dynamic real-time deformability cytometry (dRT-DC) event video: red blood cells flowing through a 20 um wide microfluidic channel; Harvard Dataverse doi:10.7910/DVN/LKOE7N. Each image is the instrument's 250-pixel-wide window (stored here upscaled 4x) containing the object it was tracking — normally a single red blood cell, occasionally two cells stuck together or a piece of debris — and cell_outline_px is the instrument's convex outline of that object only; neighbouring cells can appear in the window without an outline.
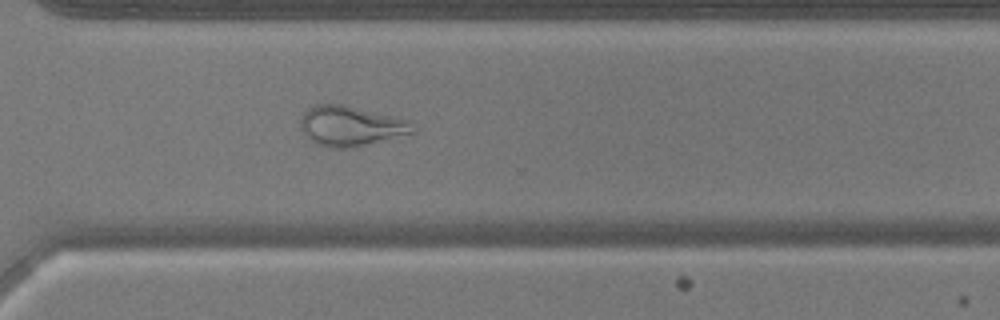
{"species": "common noctule bat (a hibernating species)", "species_latin": "Nyctalus noctula", "temperature_condition": "warm", "stored_images_in_passage": 49, "camera_frame_rate_fps": 3000, "um_per_image_px": 0.085, "animal": {"sex": "male", "body_mass_g": 17.9, "forearm_length_mm": 54.2}, "frame": {"image": 1, "passage_image": 35, "time_ms": 11.333, "image_size_px": [1000, 320], "cell_outline_px": [[420, 128], [416, 132], [356, 148], [336, 148], [316, 144], [304, 136], [300, 128], [300, 120], [304, 112], [308, 108], [316, 104], [344, 104], [400, 116], [412, 120]], "centroid_in_image_um": [29.92, 10.7], "position_along_channel_um": 340.7, "area_um2": 27.28}}
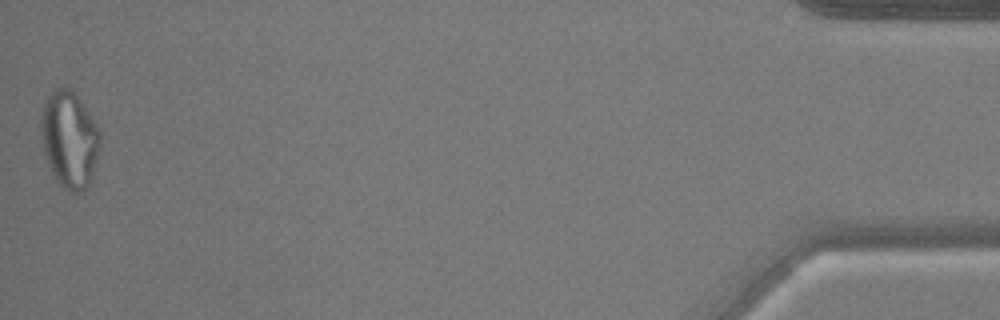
{"frame": {"image": 2, "passage_image": 49, "time_ms": 16.0, "image_size_px": [1000, 320], "cell_outline_px": [[100, 148], [92, 176], [84, 192], [68, 192], [60, 184], [52, 172], [48, 164], [44, 152], [40, 132], [40, 120], [44, 104], [48, 96], [56, 88], [72, 88], [96, 124], [100, 132]], "centroid_in_image_um": [5.9, 11.86], "position_along_channel_um": 429.3, "area_um2": 33.18}, "authors_computed_cell_mechanics": {"area_um2": 29.0156, "velocity_mm_per_s": 3.7825, "shape_relaxation_time_tau1_ms": null, "shape_relaxation_time_tau2_ms": 1.2567, "deformation_change_tau1": null, "deformation_change_tau2": 0.1069}}